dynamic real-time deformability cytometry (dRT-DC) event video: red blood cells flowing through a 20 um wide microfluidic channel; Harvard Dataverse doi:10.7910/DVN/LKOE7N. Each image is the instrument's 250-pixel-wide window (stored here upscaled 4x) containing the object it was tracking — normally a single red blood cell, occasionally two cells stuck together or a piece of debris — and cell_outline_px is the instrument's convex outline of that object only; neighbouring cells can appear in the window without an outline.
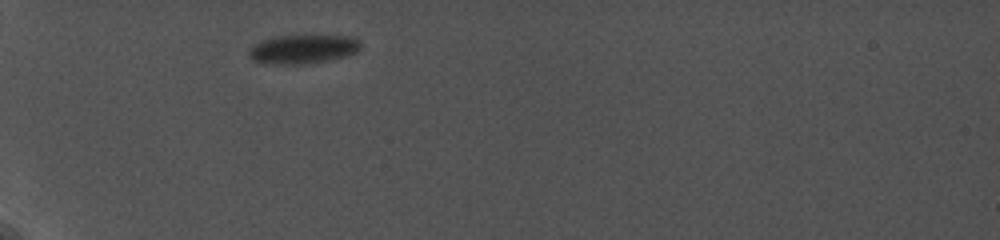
{"species": "common noctule bat (a hibernating species)", "species_latin": "Nyctalus noctula", "temperature_condition": "cold", "stored_images_in_passage": 14, "camera_frame_rate_fps": 5000, "um_per_image_px": 0.085, "animal": {"sex": "female", "body_mass_g": 19.0, "forearm_length_mm": 56.7}, "frame": {"image": 1, "passage_image": 1, "time_ms": 0.0, "image_size_px": [1000, 240], "cell_outline_px": [[360, 48], [356, 52], [344, 56], [328, 60], [304, 64], [264, 64], [252, 60], [248, 56], [248, 52], [260, 40], [276, 36], [356, 36], [360, 40]], "centroid_in_image_um": [25.74, 4.18], "position_along_channel_um": 59.3, "area_um2": 18.84}}
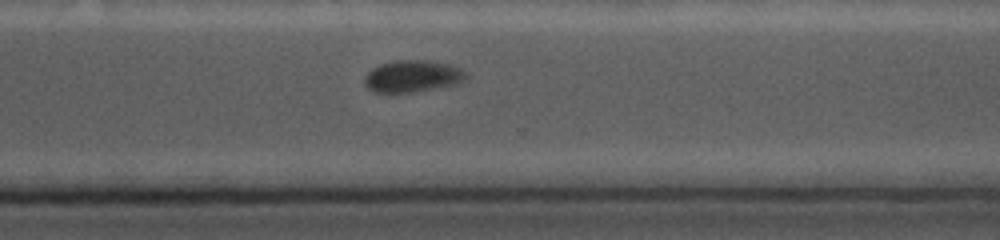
{"frame": {"image": 2, "passage_image": 10, "time_ms": 8.2, "image_size_px": [1000, 240], "cell_outline_px": [[468, 76], [464, 80], [456, 84], [412, 92], [372, 92], [364, 84], [364, 80], [368, 72], [372, 68], [380, 64], [396, 60], [424, 60], [448, 64], [460, 68]], "centroid_in_image_um": [35.04, 6.47], "position_along_channel_um": 335.6, "area_um2": 18.67}}
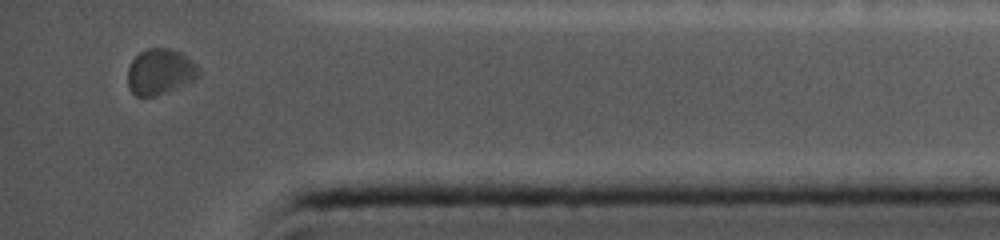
{"frame": {"image": 3, "passage_image": 14, "time_ms": 10.6, "image_size_px": [1000, 240], "cell_outline_px": [[200, 76], [176, 88], [156, 96], [136, 96], [128, 88], [128, 68], [132, 60], [140, 52], [148, 48], [172, 48], [188, 56], [200, 68]], "centroid_in_image_um": [13.62, 6.08], "position_along_channel_um": 421.6, "area_um2": 19.02}}